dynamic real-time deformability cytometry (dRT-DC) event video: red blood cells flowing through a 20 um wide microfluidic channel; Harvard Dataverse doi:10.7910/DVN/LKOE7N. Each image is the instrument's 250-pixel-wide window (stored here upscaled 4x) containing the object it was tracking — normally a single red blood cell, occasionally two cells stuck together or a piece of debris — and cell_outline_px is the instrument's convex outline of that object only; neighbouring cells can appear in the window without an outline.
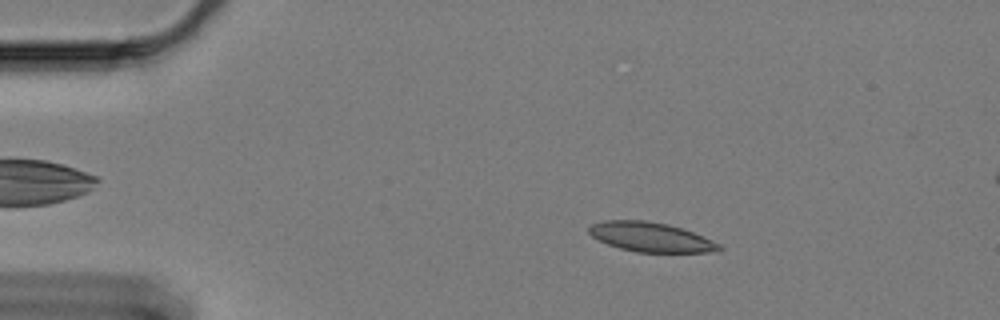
{"species": "Egyptian fruit bat (a non-hibernating species)", "species_latin": "Rousettus aegyptiacus", "temperature_condition": "cold", "stored_images_in_passage": 59, "camera_frame_rate_fps": 3000, "um_per_image_px": 0.085, "animal": {"sex": "female"}, "frame": {"image": 1, "passage_image": 10, "time_ms": 3.0, "image_size_px": [1000, 320], "cell_outline_px": [[724, 248], [708, 252], [636, 252], [620, 248], [608, 244], [592, 236], [588, 232], [588, 228], [592, 224], [604, 220], [644, 220], [668, 224], [692, 232], [720, 244]], "centroid_in_image_um": [55.28, 20.14], "position_along_channel_um": 29.7, "area_um2": 22.08}}
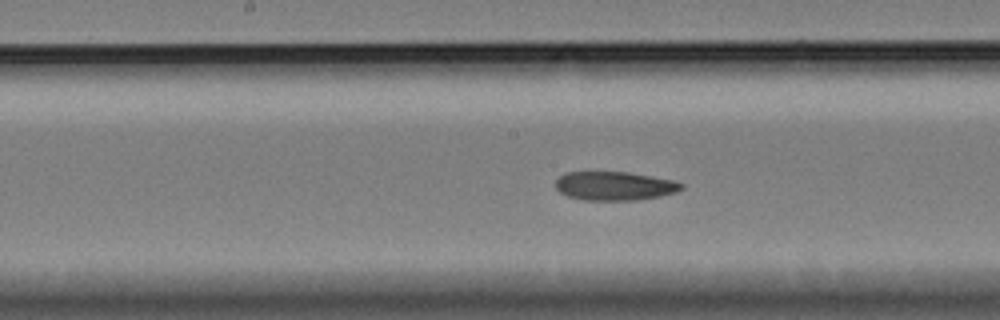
{"frame": {"image": 2, "passage_image": 30, "time_ms": 9.667, "image_size_px": [1000, 320], "cell_outline_px": [[684, 188], [676, 192], [660, 196], [636, 200], [584, 200], [568, 196], [560, 192], [556, 188], [556, 180], [564, 172], [628, 172], [672, 180], [684, 184]], "centroid_in_image_um": [52.23, 15.8], "position_along_channel_um": 196.0, "area_um2": 21.04}}
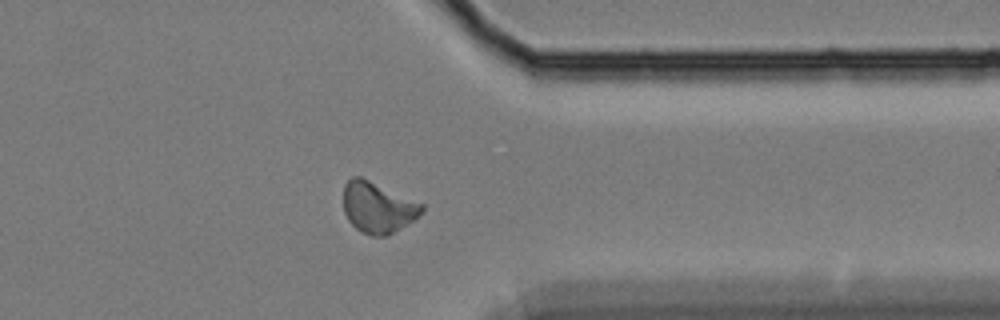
{"frame": {"image": 3, "passage_image": 47, "time_ms": 15.333, "image_size_px": [1000, 320], "cell_outline_px": [[424, 212], [388, 236], [372, 236], [360, 232], [348, 220], [344, 212], [344, 184], [352, 176], [360, 176], [424, 204]], "centroid_in_image_um": [32.1, 17.63], "position_along_channel_um": 379.3, "area_um2": 23.24}}